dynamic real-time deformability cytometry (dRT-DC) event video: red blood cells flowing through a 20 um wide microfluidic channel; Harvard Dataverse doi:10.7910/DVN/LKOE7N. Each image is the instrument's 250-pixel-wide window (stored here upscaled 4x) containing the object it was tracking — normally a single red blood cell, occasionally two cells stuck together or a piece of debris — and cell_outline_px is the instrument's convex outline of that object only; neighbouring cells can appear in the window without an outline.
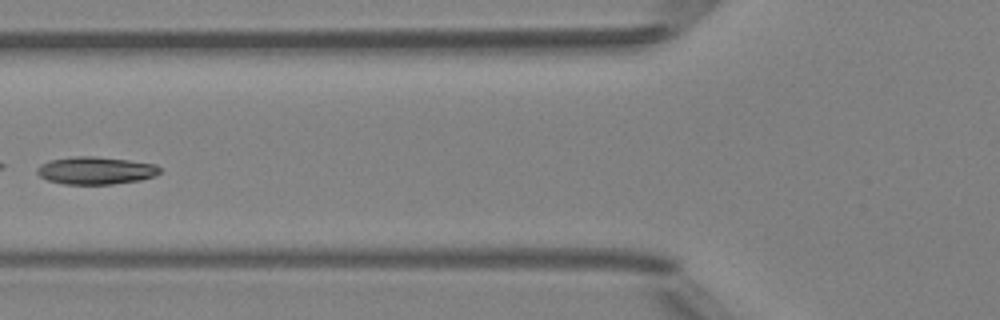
{"species": "Egyptian fruit bat (a non-hibernating species)", "species_latin": "Rousettus aegyptiacus", "temperature_condition": "room temperature", "stored_images_in_passage": 8, "camera_frame_rate_fps": 3000, "um_per_image_px": 0.085, "animal": {"sex": "female"}, "frame": {"image": 1, "passage_image": 6, "time_ms": 6.667, "image_size_px": [1000, 320], "cell_outline_px": [[160, 172], [152, 176], [140, 180], [112, 184], [64, 184], [48, 180], [40, 176], [36, 172], [36, 168], [40, 164], [52, 160], [72, 156], [92, 156], [128, 160], [156, 164], [160, 168]], "centroid_in_image_um": [8.11, 14.49], "position_along_channel_um": 117.7, "area_um2": 19.59}}
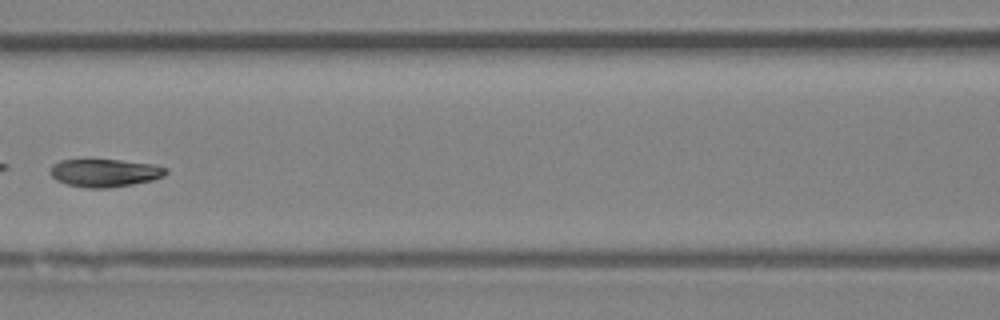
{"frame": {"image": 2, "passage_image": 7, "time_ms": 7.667, "image_size_px": [1000, 320], "cell_outline_px": [[168, 172], [164, 176], [152, 180], [132, 184], [108, 188], [84, 188], [64, 184], [56, 180], [48, 172], [48, 168], [52, 164], [60, 160], [120, 160], [152, 164], [168, 168]], "centroid_in_image_um": [8.86, 14.7], "position_along_channel_um": 157.7, "area_um2": 19.02}}
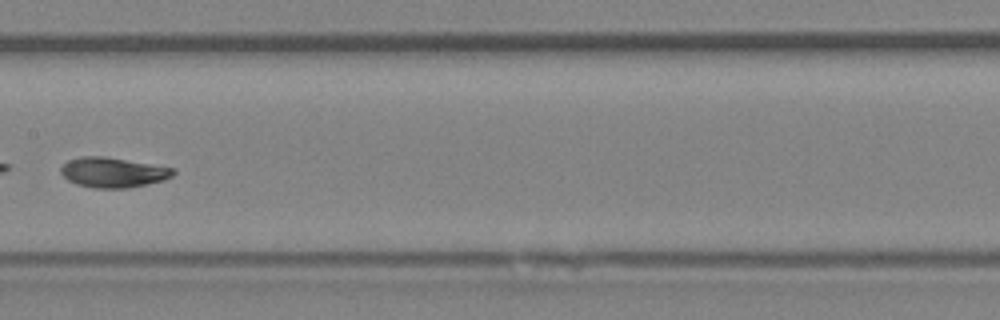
{"frame": {"image": 3, "passage_image": 8, "time_ms": 8.667, "image_size_px": [1000, 320], "cell_outline_px": [[176, 172], [172, 176], [164, 180], [148, 184], [128, 188], [92, 188], [76, 184], [68, 180], [60, 172], [60, 168], [68, 160], [80, 156], [104, 156], [176, 168]], "centroid_in_image_um": [9.62, 14.65], "position_along_channel_um": 197.8, "area_um2": 19.83}}